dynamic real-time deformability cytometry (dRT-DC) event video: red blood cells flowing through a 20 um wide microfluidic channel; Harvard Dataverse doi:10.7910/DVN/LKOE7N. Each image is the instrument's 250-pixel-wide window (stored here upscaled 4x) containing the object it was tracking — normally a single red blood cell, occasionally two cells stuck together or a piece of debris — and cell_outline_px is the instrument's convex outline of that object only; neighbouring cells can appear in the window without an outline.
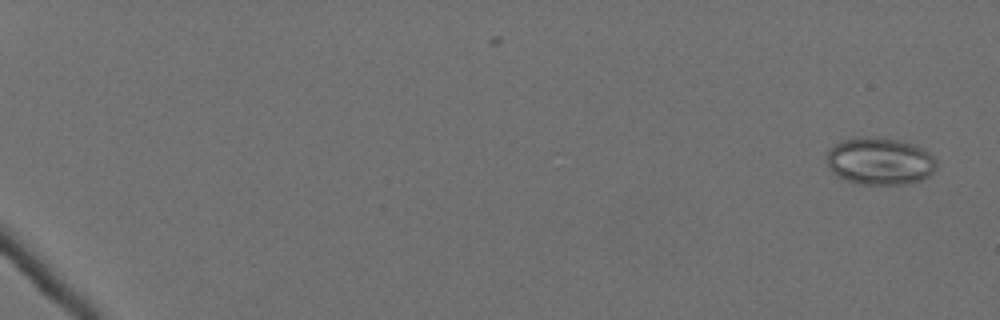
{"species": "Egyptian fruit bat (a non-hibernating species)", "species_latin": "Rousettus aegyptiacus", "temperature_condition": "cold", "stored_images_in_passage": 62, "camera_frame_rate_fps": 3000, "um_per_image_px": 0.085, "animal": {"sex": "female"}, "frame": {"image": 1, "passage_image": 3, "time_ms": 0.667, "image_size_px": [1000, 320], "cell_outline_px": [[936, 168], [924, 180], [904, 184], [864, 184], [848, 180], [836, 176], [828, 168], [828, 152], [840, 140], [860, 136], [880, 136], [912, 144], [924, 148], [936, 160]], "centroid_in_image_um": [74.79, 13.69], "position_along_channel_um": 10.2, "area_um2": 30.35}}
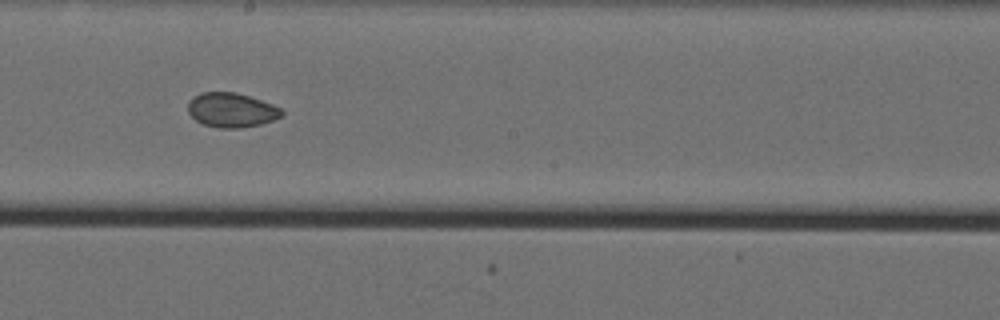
{"frame": {"image": 2, "passage_image": 39, "time_ms": 12.667, "image_size_px": [1000, 320], "cell_outline_px": [[284, 112], [280, 116], [272, 120], [260, 124], [240, 128], [216, 128], [204, 124], [196, 120], [188, 112], [188, 104], [200, 92], [236, 92], [272, 104], [280, 108]], "centroid_in_image_um": [19.67, 9.36], "position_along_channel_um": 228.5, "area_um2": 18.55}}
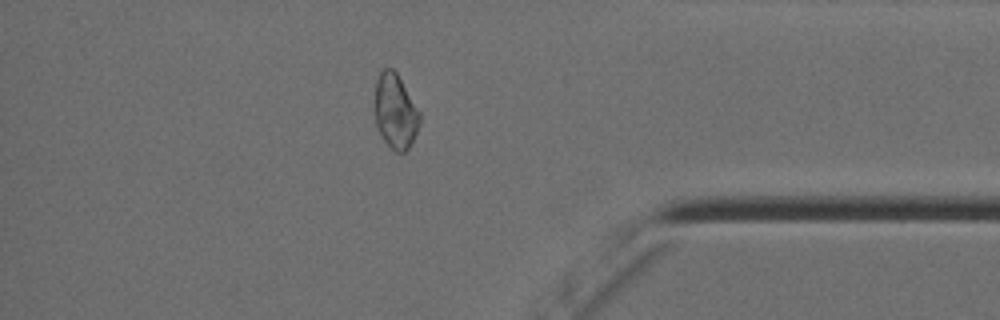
{"frame": {"image": 3, "passage_image": 55, "time_ms": 18.0, "image_size_px": [1000, 320], "cell_outline_px": [[420, 124], [408, 148], [404, 152], [396, 152], [384, 140], [376, 124], [376, 80], [380, 72], [384, 68], [392, 68], [396, 72], [420, 112]], "centroid_in_image_um": [33.62, 9.45], "position_along_channel_um": 401.6, "area_um2": 19.07}, "authors_computed_cell_mechanics": {"area_um2": 21.4149, "velocity_mm_per_s": 3.5384, "shape_relaxation_time_tau1_ms": null, "shape_relaxation_time_tau2_ms": 3.2927, "deformation_change_tau1": null, "deformation_change_tau2": 0.0616}}